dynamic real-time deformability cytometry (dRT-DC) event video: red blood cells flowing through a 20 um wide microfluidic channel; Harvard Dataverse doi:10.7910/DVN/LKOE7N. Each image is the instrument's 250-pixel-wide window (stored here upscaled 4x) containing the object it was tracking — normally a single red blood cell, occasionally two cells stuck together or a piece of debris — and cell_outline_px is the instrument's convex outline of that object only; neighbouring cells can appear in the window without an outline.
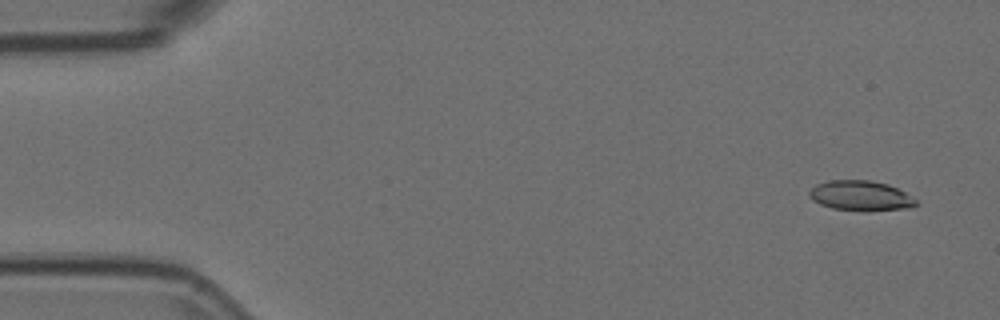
{"species": "Egyptian fruit bat (a non-hibernating species)", "species_latin": "Rousettus aegyptiacus", "temperature_condition": "room temperature", "stored_images_in_passage": 4, "camera_frame_rate_fps": 3000, "um_per_image_px": 0.085, "animal": {"sex": "female"}, "frame": {"image": 1, "passage_image": 1, "time_ms": 0.0, "image_size_px": [1000, 320], "cell_outline_px": [[916, 204], [912, 208], [832, 208], [820, 204], [812, 200], [808, 196], [808, 192], [816, 184], [828, 180], [872, 180], [888, 184], [904, 192], [916, 200]], "centroid_in_image_um": [73.08, 16.57], "position_along_channel_um": 11.9, "area_um2": 17.8}}
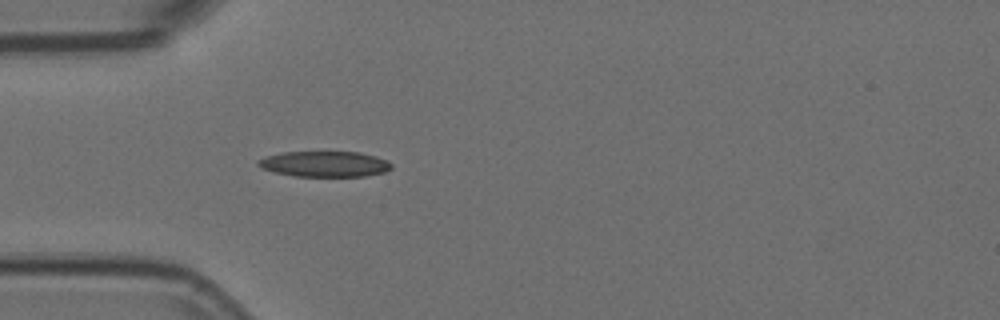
{"frame": {"image": 2, "passage_image": 4, "time_ms": 1.0, "image_size_px": [1000, 320], "cell_outline_px": [[392, 168], [384, 172], [364, 176], [292, 176], [260, 168], [256, 164], [256, 160], [268, 156], [284, 152], [360, 152], [376, 156], [392, 164]], "centroid_in_image_um": [27.57, 13.94], "position_along_channel_um": 57.4, "area_um2": 19.83}}